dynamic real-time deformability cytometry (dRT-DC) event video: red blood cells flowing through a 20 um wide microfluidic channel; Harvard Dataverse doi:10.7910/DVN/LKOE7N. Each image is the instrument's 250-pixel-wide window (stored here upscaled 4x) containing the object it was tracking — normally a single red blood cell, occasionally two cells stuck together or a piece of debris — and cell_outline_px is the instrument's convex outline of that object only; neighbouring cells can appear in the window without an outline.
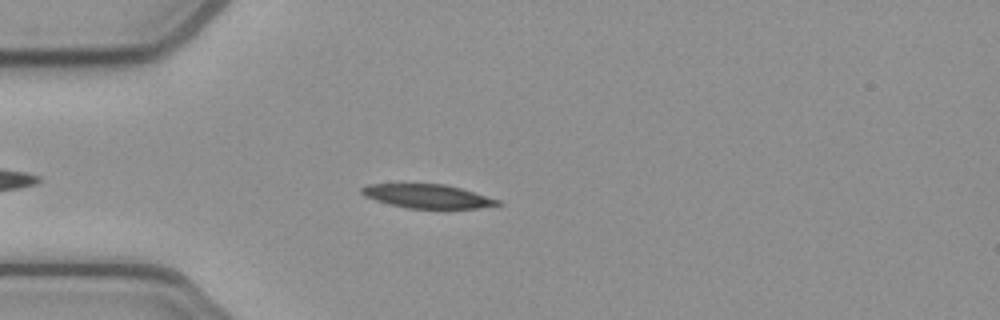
{"species": "common noctule bat (a hibernating species)", "species_latin": "Nyctalus noctula", "temperature_condition": "cold", "stored_images_in_passage": 45, "camera_frame_rate_fps": 3000, "um_per_image_px": 0.085, "animal": {"sex": "female", "body_mass_g": 21.9}, "frame": {"image": 1, "passage_image": 7, "time_ms": 2.0, "image_size_px": [1000, 320], "cell_outline_px": [[504, 204], [476, 208], [408, 208], [388, 204], [364, 196], [360, 192], [360, 188], [368, 184], [444, 184], [460, 188], [500, 200]], "centroid_in_image_um": [36.31, 16.68], "position_along_channel_um": 48.7, "area_um2": 18.73}}
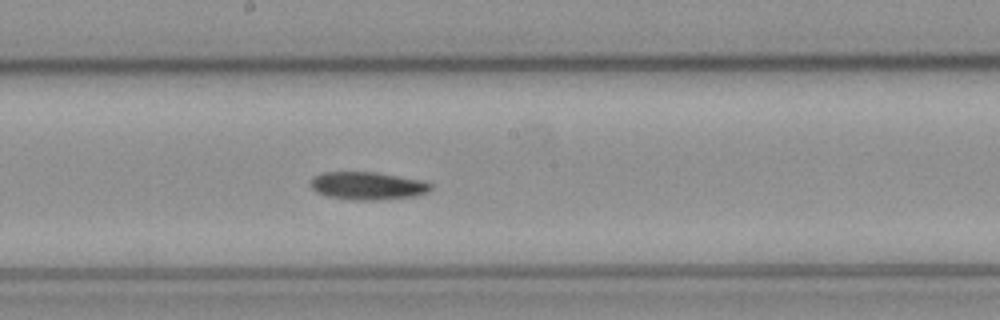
{"frame": {"image": 2, "passage_image": 21, "time_ms": 6.667, "image_size_px": [1000, 320], "cell_outline_px": [[432, 188], [428, 192], [416, 196], [376, 200], [352, 200], [328, 196], [316, 192], [308, 184], [312, 176], [320, 172], [376, 172], [424, 180], [432, 184]], "centroid_in_image_um": [31.23, 15.78], "position_along_channel_um": 217.0, "area_um2": 19.83}}
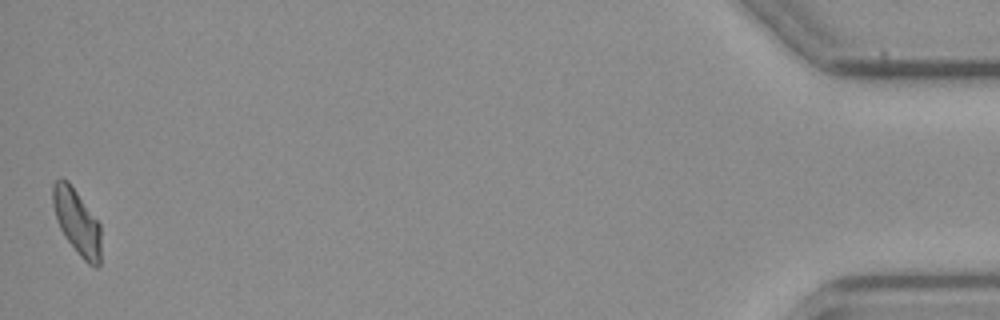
{"frame": {"image": 3, "passage_image": 45, "time_ms": 14.667, "image_size_px": [1000, 320], "cell_outline_px": [[100, 264], [96, 268], [88, 264], [80, 256], [64, 236], [56, 220], [52, 204], [52, 184], [60, 176], [68, 180], [100, 224]], "centroid_in_image_um": [6.51, 18.84], "position_along_channel_um": 428.7, "area_um2": 18.44}, "authors_computed_cell_mechanics": {"area_um2": 19.363, "velocity_mm_per_s": 3.8771, "shape_relaxation_time_tau1_ms": 7.9191, "shape_relaxation_time_tau2_ms": null, "deformation_change_tau1": 0.1765, "deformation_change_tau2": null}}